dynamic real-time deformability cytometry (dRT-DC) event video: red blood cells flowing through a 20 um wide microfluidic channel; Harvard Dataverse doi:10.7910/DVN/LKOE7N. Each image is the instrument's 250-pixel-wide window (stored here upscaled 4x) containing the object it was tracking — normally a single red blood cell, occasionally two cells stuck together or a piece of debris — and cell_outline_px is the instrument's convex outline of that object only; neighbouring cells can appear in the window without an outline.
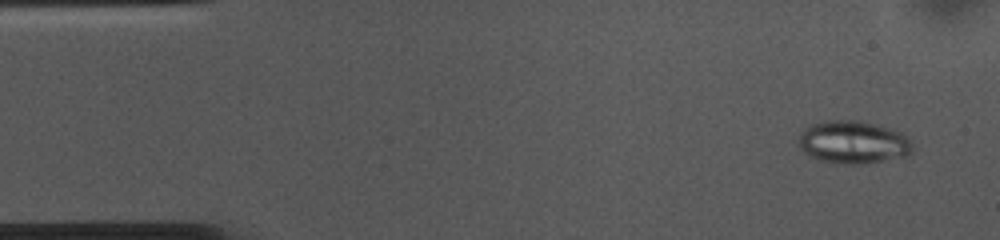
{"species": "common noctule bat (a hibernating species)", "species_latin": "Nyctalus noctula", "temperature_condition": "cold", "stored_images_in_passage": 54, "camera_frame_rate_fps": 3000, "um_per_image_px": 0.085, "animal": {"sex": "female", "body_mass_g": 10.0, "forearm_length_mm": 53.1}, "frame": {"image": 1, "passage_image": 3, "time_ms": 0.667, "image_size_px": [1000, 240], "cell_outline_px": [[912, 152], [904, 156], [864, 164], [836, 164], [820, 160], [808, 156], [800, 148], [800, 132], [808, 124], [824, 120], [864, 120], [900, 132], [912, 144]], "centroid_in_image_um": [72.46, 12.08], "position_along_channel_um": 12.5, "area_um2": 28.61}}
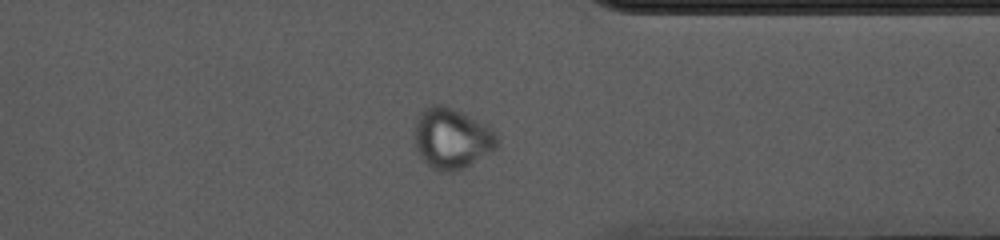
{"frame": {"image": 2, "passage_image": 41, "time_ms": 13.333, "image_size_px": [1000, 240], "cell_outline_px": [[496, 148], [464, 168], [456, 172], [444, 172], [432, 168], [416, 152], [416, 120], [420, 112], [424, 108], [432, 104], [444, 104], [492, 128], [496, 132]], "centroid_in_image_um": [38.38, 11.77], "position_along_channel_um": 373.0, "area_um2": 28.84}}
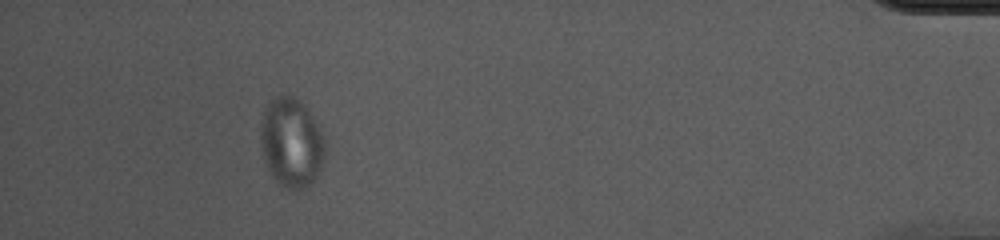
{"frame": {"image": 3, "passage_image": 49, "time_ms": 16.0, "image_size_px": [1000, 240], "cell_outline_px": [[324, 156], [320, 168], [316, 176], [308, 184], [296, 192], [276, 184], [264, 160], [260, 144], [260, 124], [264, 112], [268, 104], [276, 96], [288, 92], [296, 96], [300, 100], [320, 128], [324, 136]], "centroid_in_image_um": [24.74, 12.11], "position_along_channel_um": 410.5, "area_um2": 33.81}, "authors_computed_cell_mechanics": {"area_um2": 28.6688, "velocity_mm_per_s": 3.6211, "shape_relaxation_time_tau1_ms": null, "shape_relaxation_time_tau2_ms": 4.2149, "deformation_change_tau1": null, "deformation_change_tau2": 0.0522}}